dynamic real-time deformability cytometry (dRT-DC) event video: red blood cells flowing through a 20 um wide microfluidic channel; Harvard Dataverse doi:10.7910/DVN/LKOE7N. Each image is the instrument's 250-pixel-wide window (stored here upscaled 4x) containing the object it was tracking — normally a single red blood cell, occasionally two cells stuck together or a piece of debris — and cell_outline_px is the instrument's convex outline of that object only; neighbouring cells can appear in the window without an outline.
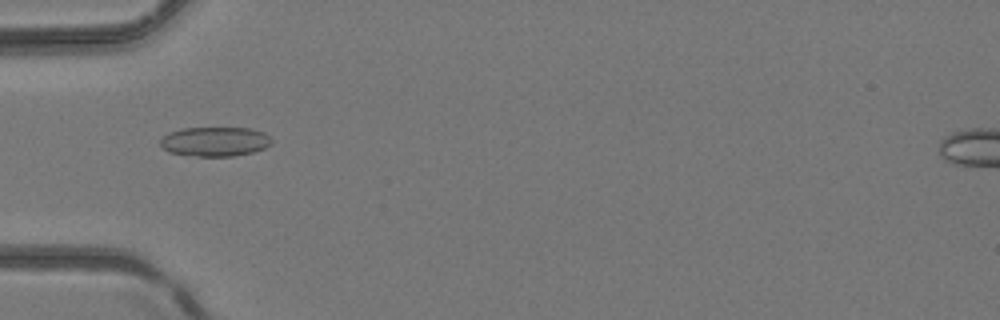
{"species": "common noctule bat (a hibernating species)", "species_latin": "Nyctalus noctula", "temperature_condition": "room temperature", "stored_images_in_passage": 4, "camera_frame_rate_fps": 3000, "um_per_image_px": 0.085, "animal": {"sex": "female", "body_mass_g": 24.6, "forearm_length_mm": 56.2}, "frame": {"image": 1, "passage_image": 3, "time_ms": 0.667, "image_size_px": [1000, 320], "cell_outline_px": [[272, 144], [264, 148], [252, 152], [232, 156], [196, 156], [168, 152], [160, 144], [160, 140], [168, 132], [180, 128], [252, 128], [264, 132], [272, 140]], "centroid_in_image_um": [18.27, 12.02], "position_along_channel_um": 66.7, "area_um2": 19.13}}
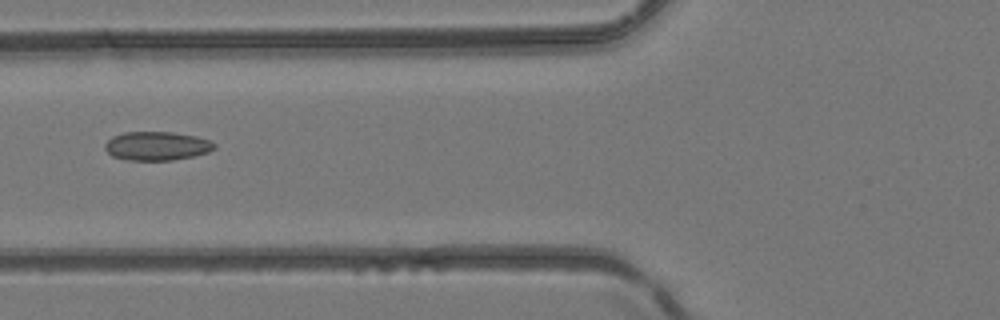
{"frame": {"image": 2, "passage_image": 4, "time_ms": 1.0, "image_size_px": [1000, 320], "cell_outline_px": [[216, 148], [208, 152], [196, 156], [172, 160], [128, 160], [112, 156], [104, 148], [104, 144], [112, 136], [124, 132], [172, 132], [196, 136], [208, 140], [216, 144]], "centroid_in_image_um": [13.33, 12.41], "position_along_channel_um": 112.5, "area_um2": 18.44}}